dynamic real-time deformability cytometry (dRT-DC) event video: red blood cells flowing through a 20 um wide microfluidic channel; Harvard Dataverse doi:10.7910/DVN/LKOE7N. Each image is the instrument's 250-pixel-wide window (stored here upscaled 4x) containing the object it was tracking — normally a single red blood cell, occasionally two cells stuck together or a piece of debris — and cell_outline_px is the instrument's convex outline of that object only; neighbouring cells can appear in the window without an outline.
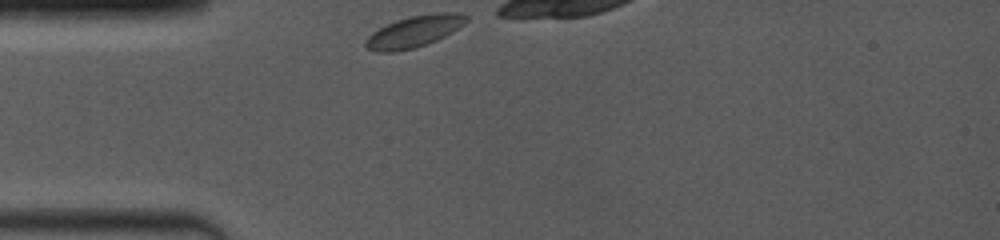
{"species": "common noctule bat (a hibernating species)", "species_latin": "Nyctalus noctula", "temperature_condition": "room temperature", "stored_images_in_passage": 6, "camera_frame_rate_fps": 4000, "um_per_image_px": 0.085, "animal": {"sex": "female", "body_mass_g": 19.0, "forearm_length_mm": 53.3}, "frame": {"image": 1, "passage_image": 1, "time_ms": 0.0, "image_size_px": [1000, 240], "cell_outline_px": [[468, 20], [464, 24], [452, 32], [436, 40], [416, 48], [392, 52], [376, 52], [368, 48], [364, 44], [364, 40], [372, 32], [396, 20], [408, 16], [440, 12], [456, 12], [468, 16]], "centroid_in_image_um": [35.2, 2.67], "position_along_channel_um": 49.8, "area_um2": 18.5}}
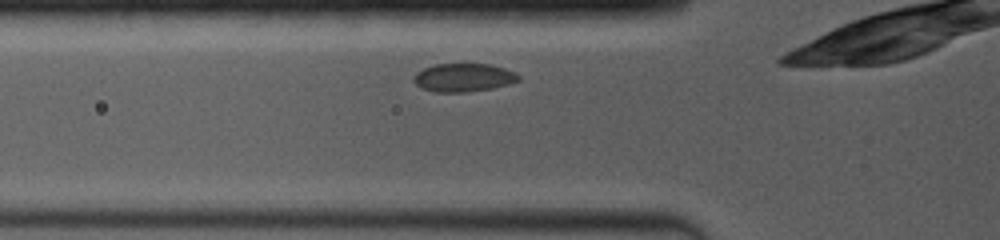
{"frame": {"image": 2, "passage_image": 4, "time_ms": 1.25, "image_size_px": [1000, 240], "cell_outline_px": [[520, 80], [508, 84], [492, 88], [468, 92], [436, 92], [424, 88], [416, 84], [412, 80], [412, 76], [416, 72], [424, 68], [436, 64], [492, 64], [516, 72], [520, 76]], "centroid_in_image_um": [39.41, 6.58], "position_along_channel_um": 86.4, "area_um2": 17.34}}
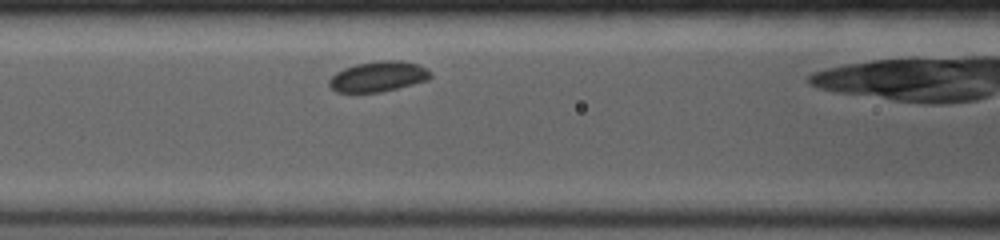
{"frame": {"image": 3, "passage_image": 6, "time_ms": 2.5, "image_size_px": [1000, 240], "cell_outline_px": [[432, 76], [428, 80], [380, 92], [336, 92], [328, 84], [328, 80], [336, 72], [344, 68], [356, 64], [380, 60], [400, 60], [416, 64], [424, 68]], "centroid_in_image_um": [32.1, 6.5], "position_along_channel_um": 134.5, "area_um2": 17.69}}